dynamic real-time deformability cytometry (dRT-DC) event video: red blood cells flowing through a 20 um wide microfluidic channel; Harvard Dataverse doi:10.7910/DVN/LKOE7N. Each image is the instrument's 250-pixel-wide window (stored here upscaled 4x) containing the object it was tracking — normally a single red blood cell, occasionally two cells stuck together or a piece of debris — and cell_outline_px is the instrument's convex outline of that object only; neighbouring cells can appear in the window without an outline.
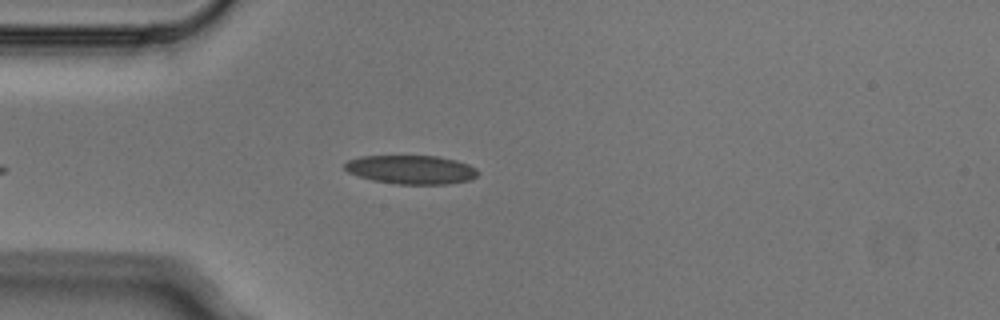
{"species": "Egyptian fruit bat (a non-hibernating species)", "species_latin": "Rousettus aegyptiacus", "temperature_condition": "cold", "stored_images_in_passage": 4, "camera_frame_rate_fps": 3000, "um_per_image_px": 0.085, "animal": {"sex": "male"}, "frame": {"image": 1, "passage_image": 4, "time_ms": 1.0, "image_size_px": [1000, 320], "cell_outline_px": [[480, 172], [472, 180], [448, 184], [396, 184], [372, 180], [348, 172], [344, 168], [344, 164], [348, 160], [360, 156], [440, 156], [456, 160], [468, 164], [476, 168]], "centroid_in_image_um": [34.98, 14.42], "position_along_channel_um": 50.0, "area_um2": 22.48}}